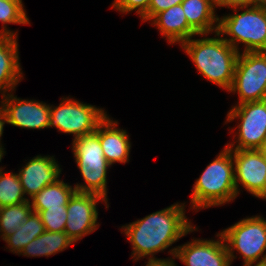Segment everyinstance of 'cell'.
<instances>
[{"label":"cell","instance_id":"obj_22","mask_svg":"<svg viewBox=\"0 0 266 266\" xmlns=\"http://www.w3.org/2000/svg\"><path fill=\"white\" fill-rule=\"evenodd\" d=\"M30 200L0 208V234L4 239L18 229L32 212Z\"/></svg>","mask_w":266,"mask_h":266},{"label":"cell","instance_id":"obj_35","mask_svg":"<svg viewBox=\"0 0 266 266\" xmlns=\"http://www.w3.org/2000/svg\"><path fill=\"white\" fill-rule=\"evenodd\" d=\"M258 198L266 199V188L264 192Z\"/></svg>","mask_w":266,"mask_h":266},{"label":"cell","instance_id":"obj_7","mask_svg":"<svg viewBox=\"0 0 266 266\" xmlns=\"http://www.w3.org/2000/svg\"><path fill=\"white\" fill-rule=\"evenodd\" d=\"M107 116L102 108L63 97L59 106H50L49 128L56 127L76 139L95 132Z\"/></svg>","mask_w":266,"mask_h":266},{"label":"cell","instance_id":"obj_33","mask_svg":"<svg viewBox=\"0 0 266 266\" xmlns=\"http://www.w3.org/2000/svg\"><path fill=\"white\" fill-rule=\"evenodd\" d=\"M256 265L252 264H244L243 266H266V261L261 263H255Z\"/></svg>","mask_w":266,"mask_h":266},{"label":"cell","instance_id":"obj_4","mask_svg":"<svg viewBox=\"0 0 266 266\" xmlns=\"http://www.w3.org/2000/svg\"><path fill=\"white\" fill-rule=\"evenodd\" d=\"M233 8L235 14L225 15L218 20L217 33L238 52L243 43V52L266 51V11L257 5ZM237 12V14H236Z\"/></svg>","mask_w":266,"mask_h":266},{"label":"cell","instance_id":"obj_5","mask_svg":"<svg viewBox=\"0 0 266 266\" xmlns=\"http://www.w3.org/2000/svg\"><path fill=\"white\" fill-rule=\"evenodd\" d=\"M73 155L83 177V184H76V192L91 193L107 199V170L111 166L105 159L97 130L72 142Z\"/></svg>","mask_w":266,"mask_h":266},{"label":"cell","instance_id":"obj_20","mask_svg":"<svg viewBox=\"0 0 266 266\" xmlns=\"http://www.w3.org/2000/svg\"><path fill=\"white\" fill-rule=\"evenodd\" d=\"M75 192L76 189L74 186L58 179L55 183L45 186L37 194L31 197L32 202H30V205L32 210L61 208V206L68 205L70 198Z\"/></svg>","mask_w":266,"mask_h":266},{"label":"cell","instance_id":"obj_29","mask_svg":"<svg viewBox=\"0 0 266 266\" xmlns=\"http://www.w3.org/2000/svg\"><path fill=\"white\" fill-rule=\"evenodd\" d=\"M175 258L168 259H148V262L145 266H176Z\"/></svg>","mask_w":266,"mask_h":266},{"label":"cell","instance_id":"obj_14","mask_svg":"<svg viewBox=\"0 0 266 266\" xmlns=\"http://www.w3.org/2000/svg\"><path fill=\"white\" fill-rule=\"evenodd\" d=\"M60 174L61 168L54 156L38 155L19 170L18 176L24 194L33 197L45 186L55 183L59 179Z\"/></svg>","mask_w":266,"mask_h":266},{"label":"cell","instance_id":"obj_34","mask_svg":"<svg viewBox=\"0 0 266 266\" xmlns=\"http://www.w3.org/2000/svg\"><path fill=\"white\" fill-rule=\"evenodd\" d=\"M2 147H4V146H0V162H1V160H2L3 155H5L4 148H2ZM1 170H3L2 167L0 168V171H1Z\"/></svg>","mask_w":266,"mask_h":266},{"label":"cell","instance_id":"obj_30","mask_svg":"<svg viewBox=\"0 0 266 266\" xmlns=\"http://www.w3.org/2000/svg\"><path fill=\"white\" fill-rule=\"evenodd\" d=\"M5 123H7V118H6V114L3 110V108L0 106V146L1 145V136L3 134V128H4V125Z\"/></svg>","mask_w":266,"mask_h":266},{"label":"cell","instance_id":"obj_32","mask_svg":"<svg viewBox=\"0 0 266 266\" xmlns=\"http://www.w3.org/2000/svg\"><path fill=\"white\" fill-rule=\"evenodd\" d=\"M256 5L266 11V0H257Z\"/></svg>","mask_w":266,"mask_h":266},{"label":"cell","instance_id":"obj_9","mask_svg":"<svg viewBox=\"0 0 266 266\" xmlns=\"http://www.w3.org/2000/svg\"><path fill=\"white\" fill-rule=\"evenodd\" d=\"M239 118L234 137L237 141L225 145L229 149L250 150L258 149L266 139V99L261 101L236 104L227 114L226 122ZM238 134V135H237ZM234 143H238L236 146Z\"/></svg>","mask_w":266,"mask_h":266},{"label":"cell","instance_id":"obj_26","mask_svg":"<svg viewBox=\"0 0 266 266\" xmlns=\"http://www.w3.org/2000/svg\"><path fill=\"white\" fill-rule=\"evenodd\" d=\"M151 0H114L112 8L121 13L136 11L142 18L148 11Z\"/></svg>","mask_w":266,"mask_h":266},{"label":"cell","instance_id":"obj_24","mask_svg":"<svg viewBox=\"0 0 266 266\" xmlns=\"http://www.w3.org/2000/svg\"><path fill=\"white\" fill-rule=\"evenodd\" d=\"M0 36H14L18 33L7 29V24H30L22 0H0ZM6 24V25H5Z\"/></svg>","mask_w":266,"mask_h":266},{"label":"cell","instance_id":"obj_3","mask_svg":"<svg viewBox=\"0 0 266 266\" xmlns=\"http://www.w3.org/2000/svg\"><path fill=\"white\" fill-rule=\"evenodd\" d=\"M191 196L192 209L208 208L233 201L238 195L235 187V173L232 151H223L206 167L196 180Z\"/></svg>","mask_w":266,"mask_h":266},{"label":"cell","instance_id":"obj_16","mask_svg":"<svg viewBox=\"0 0 266 266\" xmlns=\"http://www.w3.org/2000/svg\"><path fill=\"white\" fill-rule=\"evenodd\" d=\"M152 25L157 26L161 35L169 44L180 45L193 36L199 34L188 24L181 4L174 5L158 13L152 20Z\"/></svg>","mask_w":266,"mask_h":266},{"label":"cell","instance_id":"obj_23","mask_svg":"<svg viewBox=\"0 0 266 266\" xmlns=\"http://www.w3.org/2000/svg\"><path fill=\"white\" fill-rule=\"evenodd\" d=\"M24 191L18 173L0 171V208L29 201L24 197Z\"/></svg>","mask_w":266,"mask_h":266},{"label":"cell","instance_id":"obj_11","mask_svg":"<svg viewBox=\"0 0 266 266\" xmlns=\"http://www.w3.org/2000/svg\"><path fill=\"white\" fill-rule=\"evenodd\" d=\"M216 236L218 240L193 238V241L174 247L169 252L186 266H230L225 240L221 233Z\"/></svg>","mask_w":266,"mask_h":266},{"label":"cell","instance_id":"obj_1","mask_svg":"<svg viewBox=\"0 0 266 266\" xmlns=\"http://www.w3.org/2000/svg\"><path fill=\"white\" fill-rule=\"evenodd\" d=\"M185 203H175L163 210L121 227L132 245V258L157 259L154 255L172 246L182 236L196 231L185 216ZM149 256V257H148Z\"/></svg>","mask_w":266,"mask_h":266},{"label":"cell","instance_id":"obj_8","mask_svg":"<svg viewBox=\"0 0 266 266\" xmlns=\"http://www.w3.org/2000/svg\"><path fill=\"white\" fill-rule=\"evenodd\" d=\"M228 92L239 95L237 104L266 99V51L239 53Z\"/></svg>","mask_w":266,"mask_h":266},{"label":"cell","instance_id":"obj_19","mask_svg":"<svg viewBox=\"0 0 266 266\" xmlns=\"http://www.w3.org/2000/svg\"><path fill=\"white\" fill-rule=\"evenodd\" d=\"M74 243L66 232L44 231L40 236L28 243L20 254L27 257H49L64 251Z\"/></svg>","mask_w":266,"mask_h":266},{"label":"cell","instance_id":"obj_21","mask_svg":"<svg viewBox=\"0 0 266 266\" xmlns=\"http://www.w3.org/2000/svg\"><path fill=\"white\" fill-rule=\"evenodd\" d=\"M45 231L40 215L32 211L24 223L3 240L9 250L20 254L24 247Z\"/></svg>","mask_w":266,"mask_h":266},{"label":"cell","instance_id":"obj_2","mask_svg":"<svg viewBox=\"0 0 266 266\" xmlns=\"http://www.w3.org/2000/svg\"><path fill=\"white\" fill-rule=\"evenodd\" d=\"M181 46L203 77L229 91L233 83L236 62L240 52L234 49L217 32H215V38H190Z\"/></svg>","mask_w":266,"mask_h":266},{"label":"cell","instance_id":"obj_18","mask_svg":"<svg viewBox=\"0 0 266 266\" xmlns=\"http://www.w3.org/2000/svg\"><path fill=\"white\" fill-rule=\"evenodd\" d=\"M182 8L188 24L199 34L207 36L218 30V15L215 14L216 0H183Z\"/></svg>","mask_w":266,"mask_h":266},{"label":"cell","instance_id":"obj_25","mask_svg":"<svg viewBox=\"0 0 266 266\" xmlns=\"http://www.w3.org/2000/svg\"><path fill=\"white\" fill-rule=\"evenodd\" d=\"M33 211L40 215L45 231L64 232L67 220V206Z\"/></svg>","mask_w":266,"mask_h":266},{"label":"cell","instance_id":"obj_17","mask_svg":"<svg viewBox=\"0 0 266 266\" xmlns=\"http://www.w3.org/2000/svg\"><path fill=\"white\" fill-rule=\"evenodd\" d=\"M17 38L14 36H0V93L3 92L1 94L2 98L6 96L7 91L12 93L23 77L19 62Z\"/></svg>","mask_w":266,"mask_h":266},{"label":"cell","instance_id":"obj_6","mask_svg":"<svg viewBox=\"0 0 266 266\" xmlns=\"http://www.w3.org/2000/svg\"><path fill=\"white\" fill-rule=\"evenodd\" d=\"M220 233L231 263L236 258L233 254L235 249L243 256L244 264L266 261V220L262 216L244 218Z\"/></svg>","mask_w":266,"mask_h":266},{"label":"cell","instance_id":"obj_31","mask_svg":"<svg viewBox=\"0 0 266 266\" xmlns=\"http://www.w3.org/2000/svg\"><path fill=\"white\" fill-rule=\"evenodd\" d=\"M257 151L263 156L266 161V139L262 142V145L257 149Z\"/></svg>","mask_w":266,"mask_h":266},{"label":"cell","instance_id":"obj_13","mask_svg":"<svg viewBox=\"0 0 266 266\" xmlns=\"http://www.w3.org/2000/svg\"><path fill=\"white\" fill-rule=\"evenodd\" d=\"M7 124L25 129H43L49 127L50 105L36 101L17 98L13 93L2 98Z\"/></svg>","mask_w":266,"mask_h":266},{"label":"cell","instance_id":"obj_27","mask_svg":"<svg viewBox=\"0 0 266 266\" xmlns=\"http://www.w3.org/2000/svg\"><path fill=\"white\" fill-rule=\"evenodd\" d=\"M183 0H151L147 13L141 18L143 22L151 21L158 13L181 4Z\"/></svg>","mask_w":266,"mask_h":266},{"label":"cell","instance_id":"obj_10","mask_svg":"<svg viewBox=\"0 0 266 266\" xmlns=\"http://www.w3.org/2000/svg\"><path fill=\"white\" fill-rule=\"evenodd\" d=\"M100 200L105 202L106 208L109 207L108 201L96 194L75 192L70 198L67 205V220L64 232L74 242L98 229L96 204Z\"/></svg>","mask_w":266,"mask_h":266},{"label":"cell","instance_id":"obj_12","mask_svg":"<svg viewBox=\"0 0 266 266\" xmlns=\"http://www.w3.org/2000/svg\"><path fill=\"white\" fill-rule=\"evenodd\" d=\"M232 151L235 173V187L239 194V185L255 197H259L266 188V161L256 150Z\"/></svg>","mask_w":266,"mask_h":266},{"label":"cell","instance_id":"obj_28","mask_svg":"<svg viewBox=\"0 0 266 266\" xmlns=\"http://www.w3.org/2000/svg\"><path fill=\"white\" fill-rule=\"evenodd\" d=\"M257 0H216V7L239 8L256 5Z\"/></svg>","mask_w":266,"mask_h":266},{"label":"cell","instance_id":"obj_15","mask_svg":"<svg viewBox=\"0 0 266 266\" xmlns=\"http://www.w3.org/2000/svg\"><path fill=\"white\" fill-rule=\"evenodd\" d=\"M118 122L107 116L98 126V137L106 161L112 166L114 163L129 162L131 142L126 130L116 128Z\"/></svg>","mask_w":266,"mask_h":266}]
</instances>
